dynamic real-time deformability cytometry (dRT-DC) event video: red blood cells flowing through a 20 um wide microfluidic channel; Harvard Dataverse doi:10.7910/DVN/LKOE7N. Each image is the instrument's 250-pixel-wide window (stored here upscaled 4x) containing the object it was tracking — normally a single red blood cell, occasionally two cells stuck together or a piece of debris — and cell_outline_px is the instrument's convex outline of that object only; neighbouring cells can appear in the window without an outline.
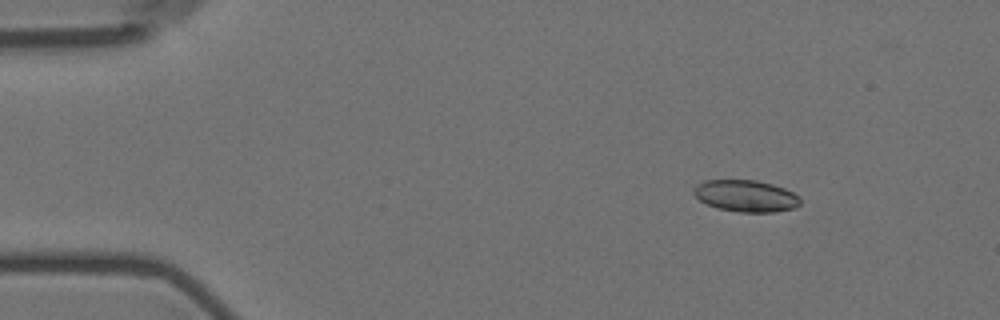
{"species": "Egyptian fruit bat (a non-hibernating species)", "species_latin": "Rousettus aegyptiacus", "temperature_condition": "room temperature", "stored_images_in_passage": 6, "camera_frame_rate_fps": 3000, "um_per_image_px": 0.085, "animal": {"sex": "female"}, "frame": {"image": 1, "passage_image": 3, "time_ms": 2.333, "image_size_px": [1000, 320], "cell_outline_px": [[800, 204], [796, 208], [776, 212], [740, 212], [716, 208], [700, 200], [692, 192], [696, 184], [704, 180], [756, 180], [772, 184], [784, 188], [800, 196]], "centroid_in_image_um": [63.41, 16.65], "position_along_channel_um": 21.6, "area_um2": 19.83}}
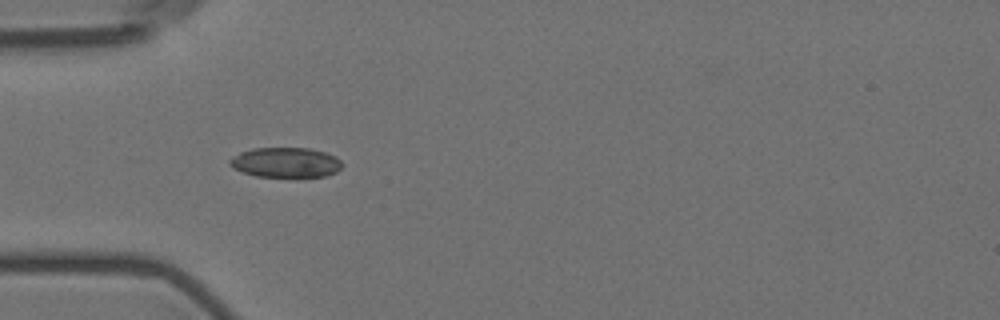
{"frame": {"image": 2, "passage_image": 5, "time_ms": 5.667, "image_size_px": [1000, 320], "cell_outline_px": [[344, 164], [336, 172], [324, 176], [256, 176], [232, 168], [228, 164], [228, 160], [232, 156], [240, 152], [252, 148], [308, 148], [324, 152], [336, 156]], "centroid_in_image_um": [24.26, 13.79], "position_along_channel_um": 60.7, "area_um2": 19.59}}
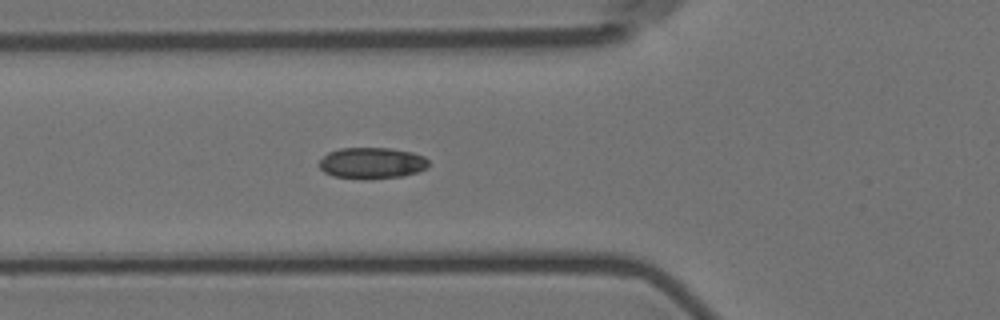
{"frame": {"image": 3, "passage_image": 6, "time_ms": 6.667, "image_size_px": [1000, 320], "cell_outline_px": [[428, 168], [404, 176], [364, 180], [332, 176], [324, 172], [316, 164], [328, 152], [340, 148], [388, 148], [412, 152], [424, 156], [428, 160]], "centroid_in_image_um": [31.58, 13.87], "position_along_channel_um": 94.2, "area_um2": 20.23}}